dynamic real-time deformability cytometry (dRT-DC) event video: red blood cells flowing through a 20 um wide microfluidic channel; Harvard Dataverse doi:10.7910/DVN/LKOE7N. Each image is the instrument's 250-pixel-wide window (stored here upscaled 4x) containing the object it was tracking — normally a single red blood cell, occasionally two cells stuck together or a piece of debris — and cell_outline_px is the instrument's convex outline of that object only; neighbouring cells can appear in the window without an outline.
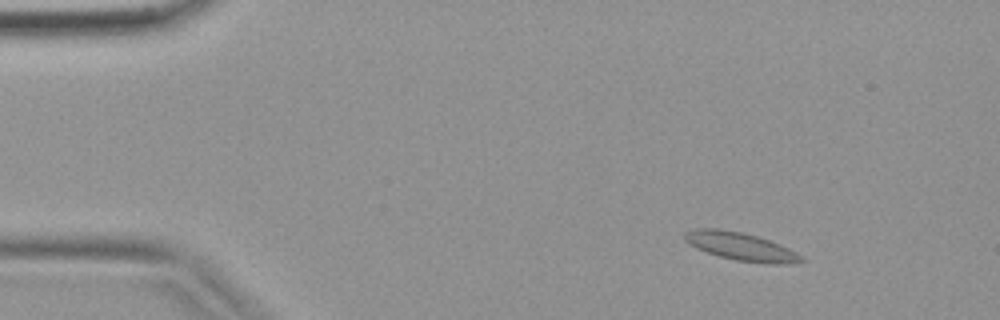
{"species": "common noctule bat (a hibernating species)", "species_latin": "Nyctalus noctula", "temperature_condition": "warm", "stored_images_in_passage": 39, "camera_frame_rate_fps": 3000, "um_per_image_px": 0.085, "animal": {"sex": "female", "body_mass_g": 19.9}, "frame": {"image": 1, "passage_image": 3, "time_ms": 0.667, "image_size_px": [1000, 320], "cell_outline_px": [[804, 260], [792, 264], [764, 264], [736, 260], [720, 256], [696, 248], [688, 244], [684, 240], [684, 232], [696, 228], [720, 228], [744, 232], [780, 244], [804, 256]], "centroid_in_image_um": [62.97, 20.95], "position_along_channel_um": 22.0, "area_um2": 19.25}}
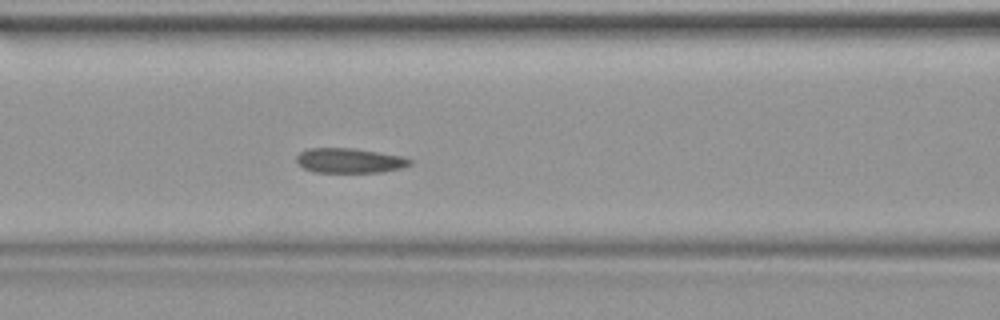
{"frame": {"image": 2, "passage_image": 15, "time_ms": 4.667, "image_size_px": [1000, 320], "cell_outline_px": [[412, 164], [400, 168], [380, 172], [312, 172], [304, 168], [296, 160], [296, 156], [300, 152], [308, 148], [352, 148], [400, 156], [412, 160]], "centroid_in_image_um": [29.67, 13.65], "position_along_channel_um": 136.9, "area_um2": 16.18}}
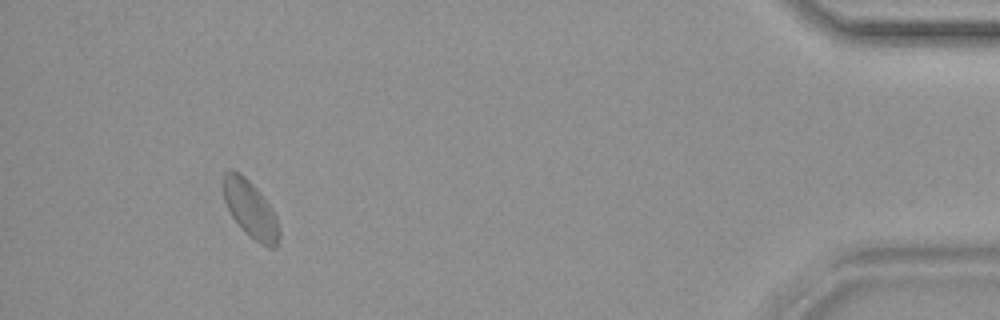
{"frame": {"image": 3, "passage_image": 36, "time_ms": 11.667, "image_size_px": [1000, 320], "cell_outline_px": [[280, 240], [276, 248], [268, 248], [260, 244], [232, 216], [224, 200], [224, 172], [228, 168], [232, 168], [240, 172], [256, 188], [272, 208], [276, 216], [280, 232]], "centroid_in_image_um": [21.32, 17.77], "position_along_channel_um": 413.9, "area_um2": 18.26}}